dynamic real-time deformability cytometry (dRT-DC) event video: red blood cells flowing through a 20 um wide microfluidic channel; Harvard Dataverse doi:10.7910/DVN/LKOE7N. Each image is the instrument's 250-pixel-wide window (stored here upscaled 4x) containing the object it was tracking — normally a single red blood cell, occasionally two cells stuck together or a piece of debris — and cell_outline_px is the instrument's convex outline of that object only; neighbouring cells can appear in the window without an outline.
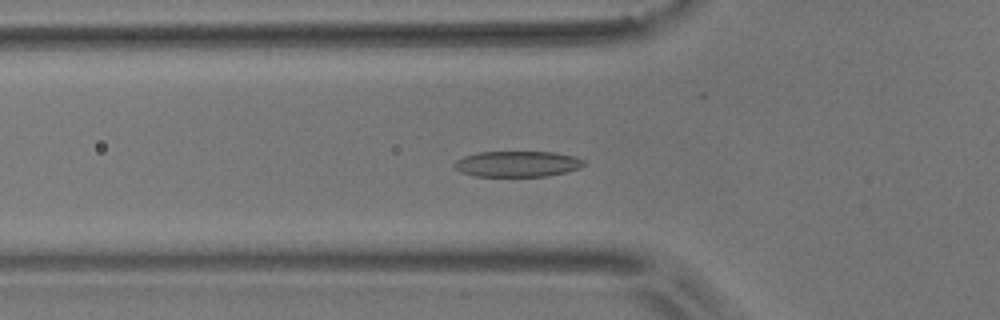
{"species": "common noctule bat (a hibernating species)", "species_latin": "Nyctalus noctula", "temperature_condition": "room temperature", "stored_images_in_passage": 57, "camera_frame_rate_fps": 3000, "um_per_image_px": 0.085, "animal": {"sex": "male", "body_mass_g": 17.9}, "frame": {"image": 1, "passage_image": 19, "time_ms": 6.0, "image_size_px": [1000, 320], "cell_outline_px": [[584, 164], [580, 168], [564, 172], [544, 176], [476, 176], [460, 172], [452, 164], [456, 160], [464, 156], [480, 152], [552, 152], [576, 156], [584, 160]], "centroid_in_image_um": [43.96, 13.93], "position_along_channel_um": 81.8, "area_um2": 19.36}}
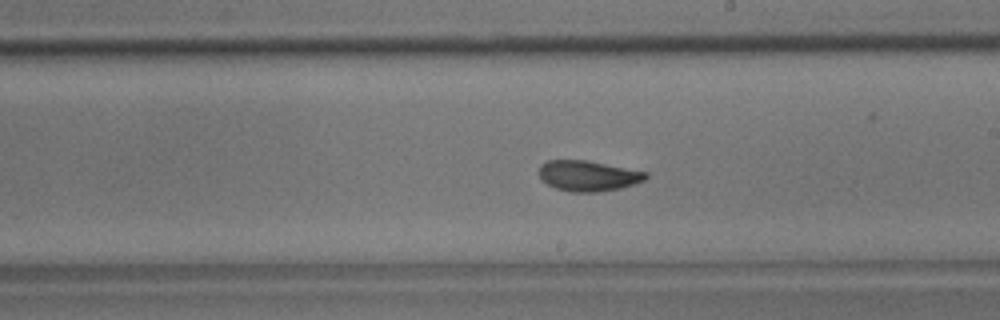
{"frame": {"image": 2, "passage_image": 32, "time_ms": 10.333, "image_size_px": [1000, 320], "cell_outline_px": [[648, 176], [644, 180], [636, 184], [620, 188], [596, 192], [572, 192], [556, 188], [540, 180], [540, 164], [548, 160], [588, 160], [648, 172]], "centroid_in_image_um": [50.0, 14.94], "position_along_channel_um": 239.0, "area_um2": 19.07}}
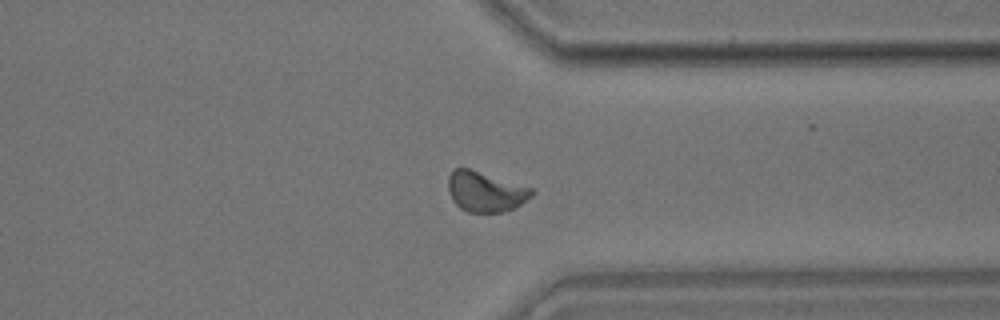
{"frame": {"image": 3, "passage_image": 43, "time_ms": 14.0, "image_size_px": [1000, 320], "cell_outline_px": [[536, 192], [532, 196], [520, 204], [512, 208], [500, 212], [468, 212], [460, 208], [452, 200], [448, 192], [448, 176], [456, 168], [468, 168], [532, 188]], "centroid_in_image_um": [41.24, 16.29], "position_along_channel_um": 370.2, "area_um2": 19.36}, "authors_computed_cell_mechanics": {"area_um2": 19.363, "velocity_mm_per_s": 3.6129, "shape_relaxation_time_tau1_ms": 3.8417, "shape_relaxation_time_tau2_ms": 2.1827, "deformation_change_tau1": 0.1376, "deformation_change_tau2": 0.0783}}